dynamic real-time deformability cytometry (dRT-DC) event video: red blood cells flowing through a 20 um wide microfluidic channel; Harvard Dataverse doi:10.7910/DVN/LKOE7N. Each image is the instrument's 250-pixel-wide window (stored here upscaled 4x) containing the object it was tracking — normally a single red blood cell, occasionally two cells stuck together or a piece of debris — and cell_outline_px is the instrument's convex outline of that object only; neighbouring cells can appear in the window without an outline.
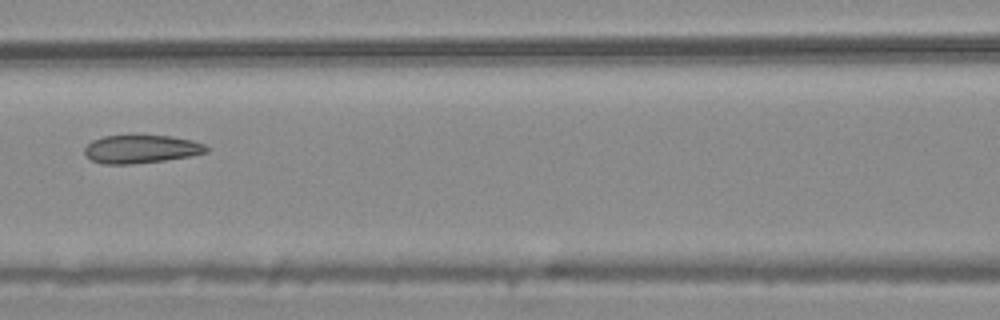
{"species": "common noctule bat (a hibernating species)", "species_latin": "Nyctalus noctula", "temperature_condition": "warm", "stored_images_in_passage": 7, "camera_frame_rate_fps": 3000, "um_per_image_px": 0.085, "animal": {"sex": "male", "body_mass_g": 20.4}, "frame": {"image": 1, "passage_image": 7, "time_ms": 2.0, "image_size_px": [1000, 320], "cell_outline_px": [[208, 152], [192, 156], [164, 160], [132, 164], [100, 164], [92, 160], [84, 152], [84, 148], [92, 140], [104, 136], [172, 136], [192, 140], [204, 144], [208, 148]], "centroid_in_image_um": [12.01, 12.68], "position_along_channel_um": 154.6, "area_um2": 19.94}}